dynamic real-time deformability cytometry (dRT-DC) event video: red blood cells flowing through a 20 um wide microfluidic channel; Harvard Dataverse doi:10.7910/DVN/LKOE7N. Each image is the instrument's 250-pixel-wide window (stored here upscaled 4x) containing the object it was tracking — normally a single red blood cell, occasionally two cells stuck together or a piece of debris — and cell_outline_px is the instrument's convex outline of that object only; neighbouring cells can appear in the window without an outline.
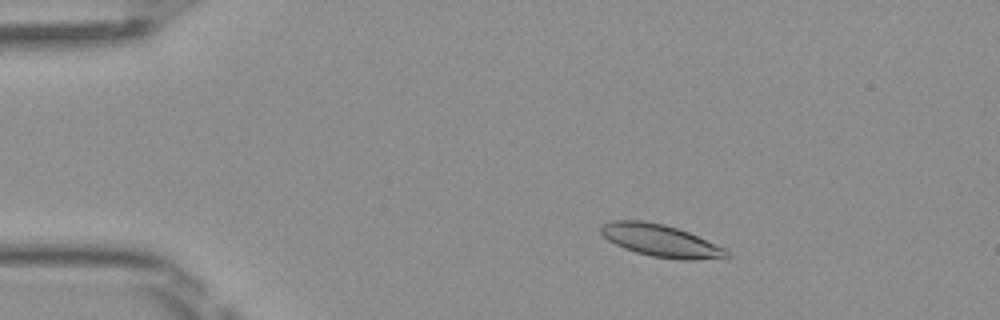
{"species": "Egyptian fruit bat (a non-hibernating species)", "species_latin": "Rousettus aegyptiacus", "temperature_condition": "room temperature", "stored_images_in_passage": 49, "camera_frame_rate_fps": 3000, "um_per_image_px": 0.085, "frame": {"image": 1, "passage_image": 8, "time_ms": 2.333, "image_size_px": [1000, 320], "cell_outline_px": [[732, 256], [724, 260], [680, 260], [652, 256], [636, 252], [624, 248], [608, 240], [600, 232], [600, 224], [612, 220], [644, 220], [664, 224], [688, 232], [724, 248], [732, 252]], "centroid_in_image_um": [56.22, 20.47], "position_along_channel_um": 28.8, "area_um2": 24.04}}
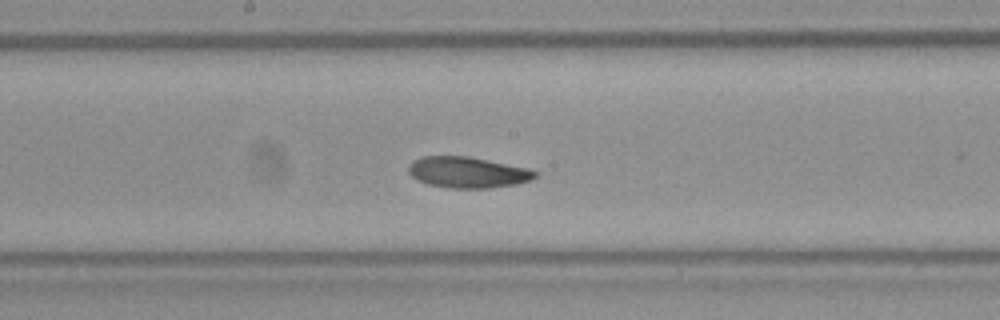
{"frame": {"image": 2, "passage_image": 26, "time_ms": 8.333, "image_size_px": [1000, 320], "cell_outline_px": [[540, 172], [532, 180], [516, 184], [488, 188], [448, 188], [428, 184], [416, 180], [408, 172], [408, 168], [412, 160], [420, 156], [468, 156], [528, 168]], "centroid_in_image_um": [39.74, 14.65], "position_along_channel_um": 208.5, "area_um2": 23.06}}
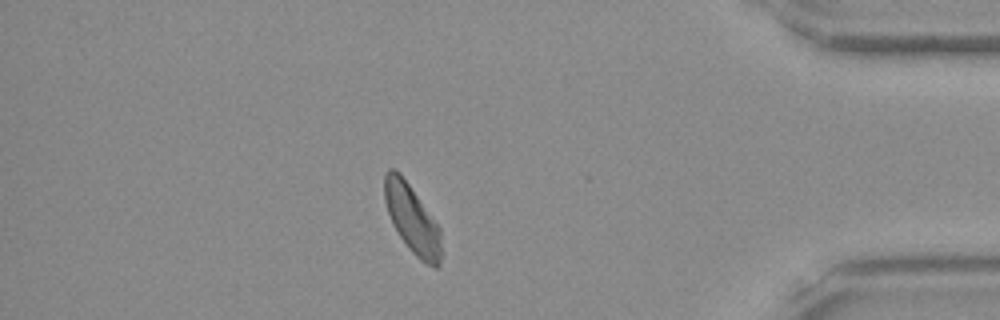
{"frame": {"image": 3, "passage_image": 43, "time_ms": 14.0, "image_size_px": [1000, 320], "cell_outline_px": [[440, 264], [436, 268], [420, 260], [412, 252], [400, 236], [392, 224], [384, 200], [384, 176], [388, 168], [396, 168], [400, 172], [440, 228]], "centroid_in_image_um": [35.0, 18.58], "position_along_channel_um": 400.2, "area_um2": 22.31}, "authors_computed_cell_mechanics": {"area_um2": 22.9466, "velocity_mm_per_s": 4.0448, "shape_relaxation_time_tau1_ms": null, "shape_relaxation_time_tau2_ms": 5.6653, "deformation_change_tau1": null, "deformation_change_tau2": 0.1252}}